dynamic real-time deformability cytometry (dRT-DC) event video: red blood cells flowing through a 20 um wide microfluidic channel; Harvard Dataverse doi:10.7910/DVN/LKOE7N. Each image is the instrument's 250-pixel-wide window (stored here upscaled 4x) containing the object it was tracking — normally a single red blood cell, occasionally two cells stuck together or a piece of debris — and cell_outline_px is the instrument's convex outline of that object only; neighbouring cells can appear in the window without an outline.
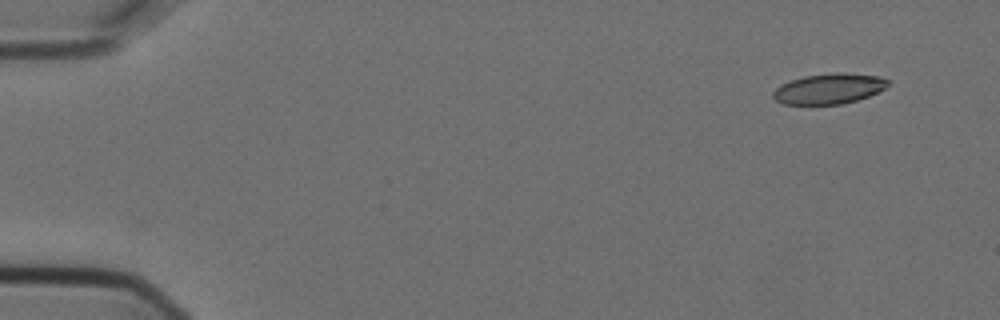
{"species": "Egyptian fruit bat (a non-hibernating species)", "species_latin": "Rousettus aegyptiacus", "temperature_condition": "cold", "stored_images_in_passage": 3, "camera_frame_rate_fps": 3000, "um_per_image_px": 0.085, "animal": {"sex": "female"}, "frame": {"image": 1, "passage_image": 3, "time_ms": 0.667, "image_size_px": [1000, 320], "cell_outline_px": [[888, 84], [884, 88], [868, 96], [856, 100], [840, 104], [784, 104], [776, 100], [772, 96], [772, 92], [776, 88], [792, 80], [804, 76], [832, 72], [844, 72], [876, 76], [888, 80]], "centroid_in_image_um": [70.44, 7.53], "position_along_channel_um": 14.6, "area_um2": 20.06}}